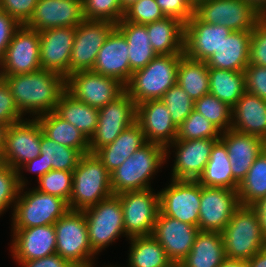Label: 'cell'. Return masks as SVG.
<instances>
[{
  "label": "cell",
  "instance_id": "5bb4252c",
  "mask_svg": "<svg viewBox=\"0 0 266 267\" xmlns=\"http://www.w3.org/2000/svg\"><path fill=\"white\" fill-rule=\"evenodd\" d=\"M41 126L37 118H23L12 123L6 132L2 152L3 164L18 170L23 164L40 155Z\"/></svg>",
  "mask_w": 266,
  "mask_h": 267
},
{
  "label": "cell",
  "instance_id": "277c9868",
  "mask_svg": "<svg viewBox=\"0 0 266 267\" xmlns=\"http://www.w3.org/2000/svg\"><path fill=\"white\" fill-rule=\"evenodd\" d=\"M184 54H158L147 66L136 70L125 85V92L136 103L161 99L177 84V70Z\"/></svg>",
  "mask_w": 266,
  "mask_h": 267
},
{
  "label": "cell",
  "instance_id": "4dcf8cb0",
  "mask_svg": "<svg viewBox=\"0 0 266 267\" xmlns=\"http://www.w3.org/2000/svg\"><path fill=\"white\" fill-rule=\"evenodd\" d=\"M225 259L221 233L199 231L191 251L182 263L185 267H219Z\"/></svg>",
  "mask_w": 266,
  "mask_h": 267
},
{
  "label": "cell",
  "instance_id": "bcb514c9",
  "mask_svg": "<svg viewBox=\"0 0 266 267\" xmlns=\"http://www.w3.org/2000/svg\"><path fill=\"white\" fill-rule=\"evenodd\" d=\"M18 171L3 164L0 167V216L13 209L19 194Z\"/></svg>",
  "mask_w": 266,
  "mask_h": 267
},
{
  "label": "cell",
  "instance_id": "9c48e42d",
  "mask_svg": "<svg viewBox=\"0 0 266 267\" xmlns=\"http://www.w3.org/2000/svg\"><path fill=\"white\" fill-rule=\"evenodd\" d=\"M194 15L231 31H252L263 17L246 0H201L195 3Z\"/></svg>",
  "mask_w": 266,
  "mask_h": 267
},
{
  "label": "cell",
  "instance_id": "f35d334b",
  "mask_svg": "<svg viewBox=\"0 0 266 267\" xmlns=\"http://www.w3.org/2000/svg\"><path fill=\"white\" fill-rule=\"evenodd\" d=\"M40 146L45 174L50 170L73 172L82 155L77 149L60 145L46 137L42 129Z\"/></svg>",
  "mask_w": 266,
  "mask_h": 267
},
{
  "label": "cell",
  "instance_id": "91938a15",
  "mask_svg": "<svg viewBox=\"0 0 266 267\" xmlns=\"http://www.w3.org/2000/svg\"><path fill=\"white\" fill-rule=\"evenodd\" d=\"M257 12L266 17V0H246Z\"/></svg>",
  "mask_w": 266,
  "mask_h": 267
},
{
  "label": "cell",
  "instance_id": "30bf717a",
  "mask_svg": "<svg viewBox=\"0 0 266 267\" xmlns=\"http://www.w3.org/2000/svg\"><path fill=\"white\" fill-rule=\"evenodd\" d=\"M153 188L124 192L117 195L123 209L126 238L149 236L160 212L159 191Z\"/></svg>",
  "mask_w": 266,
  "mask_h": 267
},
{
  "label": "cell",
  "instance_id": "a7ac6f4b",
  "mask_svg": "<svg viewBox=\"0 0 266 267\" xmlns=\"http://www.w3.org/2000/svg\"><path fill=\"white\" fill-rule=\"evenodd\" d=\"M105 267H117V265L112 266L111 264L109 266H105Z\"/></svg>",
  "mask_w": 266,
  "mask_h": 267
},
{
  "label": "cell",
  "instance_id": "8d00e7d4",
  "mask_svg": "<svg viewBox=\"0 0 266 267\" xmlns=\"http://www.w3.org/2000/svg\"><path fill=\"white\" fill-rule=\"evenodd\" d=\"M177 84L193 101L209 93V75L206 62L192 60L185 55L180 59Z\"/></svg>",
  "mask_w": 266,
  "mask_h": 267
},
{
  "label": "cell",
  "instance_id": "d6a6232c",
  "mask_svg": "<svg viewBox=\"0 0 266 267\" xmlns=\"http://www.w3.org/2000/svg\"><path fill=\"white\" fill-rule=\"evenodd\" d=\"M36 118L46 137L60 145L77 149L81 154L89 153V139L55 111Z\"/></svg>",
  "mask_w": 266,
  "mask_h": 267
},
{
  "label": "cell",
  "instance_id": "74e56055",
  "mask_svg": "<svg viewBox=\"0 0 266 267\" xmlns=\"http://www.w3.org/2000/svg\"><path fill=\"white\" fill-rule=\"evenodd\" d=\"M128 267H166L171 261L164 248L152 236L128 239ZM120 267V266H117Z\"/></svg>",
  "mask_w": 266,
  "mask_h": 267
},
{
  "label": "cell",
  "instance_id": "f546056e",
  "mask_svg": "<svg viewBox=\"0 0 266 267\" xmlns=\"http://www.w3.org/2000/svg\"><path fill=\"white\" fill-rule=\"evenodd\" d=\"M153 50L161 55L184 54V24L171 17L147 23Z\"/></svg>",
  "mask_w": 266,
  "mask_h": 267
},
{
  "label": "cell",
  "instance_id": "4fadbf2b",
  "mask_svg": "<svg viewBox=\"0 0 266 267\" xmlns=\"http://www.w3.org/2000/svg\"><path fill=\"white\" fill-rule=\"evenodd\" d=\"M137 104L124 92L116 100L99 108V119L89 139V152L111 144L126 128L136 122Z\"/></svg>",
  "mask_w": 266,
  "mask_h": 267
},
{
  "label": "cell",
  "instance_id": "44dd1931",
  "mask_svg": "<svg viewBox=\"0 0 266 267\" xmlns=\"http://www.w3.org/2000/svg\"><path fill=\"white\" fill-rule=\"evenodd\" d=\"M13 231V232H12ZM11 256L17 264L56 253L54 224L30 228H11Z\"/></svg>",
  "mask_w": 266,
  "mask_h": 267
},
{
  "label": "cell",
  "instance_id": "8992f818",
  "mask_svg": "<svg viewBox=\"0 0 266 267\" xmlns=\"http://www.w3.org/2000/svg\"><path fill=\"white\" fill-rule=\"evenodd\" d=\"M56 253L75 267H94L96 254L88 239L85 214L69 209L54 223ZM95 256V257H94Z\"/></svg>",
  "mask_w": 266,
  "mask_h": 267
},
{
  "label": "cell",
  "instance_id": "60d3db41",
  "mask_svg": "<svg viewBox=\"0 0 266 267\" xmlns=\"http://www.w3.org/2000/svg\"><path fill=\"white\" fill-rule=\"evenodd\" d=\"M194 110L203 115L221 133L231 129L232 108L208 93L194 101Z\"/></svg>",
  "mask_w": 266,
  "mask_h": 267
},
{
  "label": "cell",
  "instance_id": "003e7915",
  "mask_svg": "<svg viewBox=\"0 0 266 267\" xmlns=\"http://www.w3.org/2000/svg\"><path fill=\"white\" fill-rule=\"evenodd\" d=\"M193 1V3L195 4V3H197V2H199V1H201V0H192Z\"/></svg>",
  "mask_w": 266,
  "mask_h": 267
},
{
  "label": "cell",
  "instance_id": "ac0fdd59",
  "mask_svg": "<svg viewBox=\"0 0 266 267\" xmlns=\"http://www.w3.org/2000/svg\"><path fill=\"white\" fill-rule=\"evenodd\" d=\"M219 139H176L166 149V161L171 155L170 149L175 157L170 179L175 180H198L203 174L209 160L211 149ZM174 147V148H173Z\"/></svg>",
  "mask_w": 266,
  "mask_h": 267
},
{
  "label": "cell",
  "instance_id": "680465c9",
  "mask_svg": "<svg viewBox=\"0 0 266 267\" xmlns=\"http://www.w3.org/2000/svg\"><path fill=\"white\" fill-rule=\"evenodd\" d=\"M247 262L249 267H266V245Z\"/></svg>",
  "mask_w": 266,
  "mask_h": 267
},
{
  "label": "cell",
  "instance_id": "484cf974",
  "mask_svg": "<svg viewBox=\"0 0 266 267\" xmlns=\"http://www.w3.org/2000/svg\"><path fill=\"white\" fill-rule=\"evenodd\" d=\"M220 140L227 148L233 178L240 184L255 159L266 148V141L233 129L222 132Z\"/></svg>",
  "mask_w": 266,
  "mask_h": 267
},
{
  "label": "cell",
  "instance_id": "7402d4cb",
  "mask_svg": "<svg viewBox=\"0 0 266 267\" xmlns=\"http://www.w3.org/2000/svg\"><path fill=\"white\" fill-rule=\"evenodd\" d=\"M231 32L225 26L204 23L193 15L184 25V55L206 62Z\"/></svg>",
  "mask_w": 266,
  "mask_h": 267
},
{
  "label": "cell",
  "instance_id": "be15d7a7",
  "mask_svg": "<svg viewBox=\"0 0 266 267\" xmlns=\"http://www.w3.org/2000/svg\"><path fill=\"white\" fill-rule=\"evenodd\" d=\"M139 0H120L121 5L123 7V9L125 10L129 5H131L133 2H136Z\"/></svg>",
  "mask_w": 266,
  "mask_h": 267
},
{
  "label": "cell",
  "instance_id": "8fae6325",
  "mask_svg": "<svg viewBox=\"0 0 266 267\" xmlns=\"http://www.w3.org/2000/svg\"><path fill=\"white\" fill-rule=\"evenodd\" d=\"M65 90L91 107L101 108L125 92L119 80L92 70L78 71L65 78Z\"/></svg>",
  "mask_w": 266,
  "mask_h": 267
},
{
  "label": "cell",
  "instance_id": "681fc988",
  "mask_svg": "<svg viewBox=\"0 0 266 267\" xmlns=\"http://www.w3.org/2000/svg\"><path fill=\"white\" fill-rule=\"evenodd\" d=\"M24 116L19 112L8 84L0 78V122L9 126L22 120Z\"/></svg>",
  "mask_w": 266,
  "mask_h": 267
},
{
  "label": "cell",
  "instance_id": "d4e9b609",
  "mask_svg": "<svg viewBox=\"0 0 266 267\" xmlns=\"http://www.w3.org/2000/svg\"><path fill=\"white\" fill-rule=\"evenodd\" d=\"M92 71L112 77L126 85L133 74L130 70L128 44L115 27L100 48Z\"/></svg>",
  "mask_w": 266,
  "mask_h": 267
},
{
  "label": "cell",
  "instance_id": "e0dca14e",
  "mask_svg": "<svg viewBox=\"0 0 266 267\" xmlns=\"http://www.w3.org/2000/svg\"><path fill=\"white\" fill-rule=\"evenodd\" d=\"M240 205L237 190L201 186L199 230L221 233Z\"/></svg>",
  "mask_w": 266,
  "mask_h": 267
},
{
  "label": "cell",
  "instance_id": "7dc6e473",
  "mask_svg": "<svg viewBox=\"0 0 266 267\" xmlns=\"http://www.w3.org/2000/svg\"><path fill=\"white\" fill-rule=\"evenodd\" d=\"M165 18L156 0H139L125 9L123 19L135 24H147Z\"/></svg>",
  "mask_w": 266,
  "mask_h": 267
},
{
  "label": "cell",
  "instance_id": "7a4b0ae2",
  "mask_svg": "<svg viewBox=\"0 0 266 267\" xmlns=\"http://www.w3.org/2000/svg\"><path fill=\"white\" fill-rule=\"evenodd\" d=\"M165 163V147L147 142L111 173L113 195L152 188L150 180Z\"/></svg>",
  "mask_w": 266,
  "mask_h": 267
},
{
  "label": "cell",
  "instance_id": "9f6ffc18",
  "mask_svg": "<svg viewBox=\"0 0 266 267\" xmlns=\"http://www.w3.org/2000/svg\"><path fill=\"white\" fill-rule=\"evenodd\" d=\"M23 170L36 174L37 180L45 175V168L42 159V155L40 154L38 157L34 158L31 161L23 164L18 171V183L20 187H24L28 185V180L24 178Z\"/></svg>",
  "mask_w": 266,
  "mask_h": 267
},
{
  "label": "cell",
  "instance_id": "cb8c5ba5",
  "mask_svg": "<svg viewBox=\"0 0 266 267\" xmlns=\"http://www.w3.org/2000/svg\"><path fill=\"white\" fill-rule=\"evenodd\" d=\"M82 0H38L27 27L43 31L57 27H77L82 21Z\"/></svg>",
  "mask_w": 266,
  "mask_h": 267
},
{
  "label": "cell",
  "instance_id": "f907efd6",
  "mask_svg": "<svg viewBox=\"0 0 266 267\" xmlns=\"http://www.w3.org/2000/svg\"><path fill=\"white\" fill-rule=\"evenodd\" d=\"M38 0H0V10L11 15L20 25H26Z\"/></svg>",
  "mask_w": 266,
  "mask_h": 267
},
{
  "label": "cell",
  "instance_id": "e575fe53",
  "mask_svg": "<svg viewBox=\"0 0 266 267\" xmlns=\"http://www.w3.org/2000/svg\"><path fill=\"white\" fill-rule=\"evenodd\" d=\"M55 112L88 139L94 134L99 119L98 108L77 100L65 90L59 98Z\"/></svg>",
  "mask_w": 266,
  "mask_h": 267
},
{
  "label": "cell",
  "instance_id": "f6af8a7d",
  "mask_svg": "<svg viewBox=\"0 0 266 267\" xmlns=\"http://www.w3.org/2000/svg\"><path fill=\"white\" fill-rule=\"evenodd\" d=\"M37 182L39 185L34 188L39 192L57 196L69 202L72 192L73 172L50 170Z\"/></svg>",
  "mask_w": 266,
  "mask_h": 267
},
{
  "label": "cell",
  "instance_id": "3957f363",
  "mask_svg": "<svg viewBox=\"0 0 266 267\" xmlns=\"http://www.w3.org/2000/svg\"><path fill=\"white\" fill-rule=\"evenodd\" d=\"M113 195L111 174L95 153L82 154L73 171L69 209L83 211Z\"/></svg>",
  "mask_w": 266,
  "mask_h": 267
},
{
  "label": "cell",
  "instance_id": "6125c7cd",
  "mask_svg": "<svg viewBox=\"0 0 266 267\" xmlns=\"http://www.w3.org/2000/svg\"><path fill=\"white\" fill-rule=\"evenodd\" d=\"M8 127H9L8 124H4L0 122V155H2V152L5 147L6 132H7Z\"/></svg>",
  "mask_w": 266,
  "mask_h": 267
},
{
  "label": "cell",
  "instance_id": "11a10c76",
  "mask_svg": "<svg viewBox=\"0 0 266 267\" xmlns=\"http://www.w3.org/2000/svg\"><path fill=\"white\" fill-rule=\"evenodd\" d=\"M20 267H75L71 262L62 258L57 253L30 261H23Z\"/></svg>",
  "mask_w": 266,
  "mask_h": 267
},
{
  "label": "cell",
  "instance_id": "ba28073f",
  "mask_svg": "<svg viewBox=\"0 0 266 267\" xmlns=\"http://www.w3.org/2000/svg\"><path fill=\"white\" fill-rule=\"evenodd\" d=\"M83 213L88 229L89 244L96 255L108 248L120 236H126L123 209L117 195L100 201L83 210Z\"/></svg>",
  "mask_w": 266,
  "mask_h": 267
},
{
  "label": "cell",
  "instance_id": "ab89813d",
  "mask_svg": "<svg viewBox=\"0 0 266 267\" xmlns=\"http://www.w3.org/2000/svg\"><path fill=\"white\" fill-rule=\"evenodd\" d=\"M237 192L243 206H251L266 196V148L255 159Z\"/></svg>",
  "mask_w": 266,
  "mask_h": 267
},
{
  "label": "cell",
  "instance_id": "5b68a950",
  "mask_svg": "<svg viewBox=\"0 0 266 267\" xmlns=\"http://www.w3.org/2000/svg\"><path fill=\"white\" fill-rule=\"evenodd\" d=\"M221 235L228 259L247 261L266 245V237L251 206L240 205Z\"/></svg>",
  "mask_w": 266,
  "mask_h": 267
},
{
  "label": "cell",
  "instance_id": "7bdbcfd3",
  "mask_svg": "<svg viewBox=\"0 0 266 267\" xmlns=\"http://www.w3.org/2000/svg\"><path fill=\"white\" fill-rule=\"evenodd\" d=\"M171 113V119L179 127L194 110V101L178 85L172 86L160 99Z\"/></svg>",
  "mask_w": 266,
  "mask_h": 267
},
{
  "label": "cell",
  "instance_id": "6f0895ef",
  "mask_svg": "<svg viewBox=\"0 0 266 267\" xmlns=\"http://www.w3.org/2000/svg\"><path fill=\"white\" fill-rule=\"evenodd\" d=\"M255 210L261 230L266 237V196L251 205Z\"/></svg>",
  "mask_w": 266,
  "mask_h": 267
},
{
  "label": "cell",
  "instance_id": "c3c4849f",
  "mask_svg": "<svg viewBox=\"0 0 266 267\" xmlns=\"http://www.w3.org/2000/svg\"><path fill=\"white\" fill-rule=\"evenodd\" d=\"M249 64L266 67V17H262L251 31Z\"/></svg>",
  "mask_w": 266,
  "mask_h": 267
},
{
  "label": "cell",
  "instance_id": "ee69618b",
  "mask_svg": "<svg viewBox=\"0 0 266 267\" xmlns=\"http://www.w3.org/2000/svg\"><path fill=\"white\" fill-rule=\"evenodd\" d=\"M83 17L87 20H105L117 24L125 10L120 0H82Z\"/></svg>",
  "mask_w": 266,
  "mask_h": 267
},
{
  "label": "cell",
  "instance_id": "2e32d148",
  "mask_svg": "<svg viewBox=\"0 0 266 267\" xmlns=\"http://www.w3.org/2000/svg\"><path fill=\"white\" fill-rule=\"evenodd\" d=\"M116 24L105 20L84 19L75 30L70 58V74L92 70L100 48Z\"/></svg>",
  "mask_w": 266,
  "mask_h": 267
},
{
  "label": "cell",
  "instance_id": "816d5d0a",
  "mask_svg": "<svg viewBox=\"0 0 266 267\" xmlns=\"http://www.w3.org/2000/svg\"><path fill=\"white\" fill-rule=\"evenodd\" d=\"M165 17L179 20L184 25L194 15L192 0H156Z\"/></svg>",
  "mask_w": 266,
  "mask_h": 267
},
{
  "label": "cell",
  "instance_id": "9a60e30c",
  "mask_svg": "<svg viewBox=\"0 0 266 267\" xmlns=\"http://www.w3.org/2000/svg\"><path fill=\"white\" fill-rule=\"evenodd\" d=\"M159 192L160 211L171 218L198 227L201 185L197 180L170 179Z\"/></svg>",
  "mask_w": 266,
  "mask_h": 267
},
{
  "label": "cell",
  "instance_id": "03108f58",
  "mask_svg": "<svg viewBox=\"0 0 266 267\" xmlns=\"http://www.w3.org/2000/svg\"><path fill=\"white\" fill-rule=\"evenodd\" d=\"M3 165L2 156L0 155V167Z\"/></svg>",
  "mask_w": 266,
  "mask_h": 267
},
{
  "label": "cell",
  "instance_id": "d6986e66",
  "mask_svg": "<svg viewBox=\"0 0 266 267\" xmlns=\"http://www.w3.org/2000/svg\"><path fill=\"white\" fill-rule=\"evenodd\" d=\"M76 27L49 28L39 32L40 64L64 78L70 75V58Z\"/></svg>",
  "mask_w": 266,
  "mask_h": 267
},
{
  "label": "cell",
  "instance_id": "6da1fadb",
  "mask_svg": "<svg viewBox=\"0 0 266 267\" xmlns=\"http://www.w3.org/2000/svg\"><path fill=\"white\" fill-rule=\"evenodd\" d=\"M15 104L22 115L30 118L55 111L65 91V78L49 70L4 76ZM32 115V116H31Z\"/></svg>",
  "mask_w": 266,
  "mask_h": 267
},
{
  "label": "cell",
  "instance_id": "83f0119b",
  "mask_svg": "<svg viewBox=\"0 0 266 267\" xmlns=\"http://www.w3.org/2000/svg\"><path fill=\"white\" fill-rule=\"evenodd\" d=\"M251 31H232L206 61L208 68L244 72L249 65Z\"/></svg>",
  "mask_w": 266,
  "mask_h": 267
},
{
  "label": "cell",
  "instance_id": "ffe728a7",
  "mask_svg": "<svg viewBox=\"0 0 266 267\" xmlns=\"http://www.w3.org/2000/svg\"><path fill=\"white\" fill-rule=\"evenodd\" d=\"M199 228L177 219L158 214L152 236L164 248L171 262H182L192 249Z\"/></svg>",
  "mask_w": 266,
  "mask_h": 267
},
{
  "label": "cell",
  "instance_id": "94428289",
  "mask_svg": "<svg viewBox=\"0 0 266 267\" xmlns=\"http://www.w3.org/2000/svg\"><path fill=\"white\" fill-rule=\"evenodd\" d=\"M219 267H249V265L245 260L226 258Z\"/></svg>",
  "mask_w": 266,
  "mask_h": 267
},
{
  "label": "cell",
  "instance_id": "db71d44e",
  "mask_svg": "<svg viewBox=\"0 0 266 267\" xmlns=\"http://www.w3.org/2000/svg\"><path fill=\"white\" fill-rule=\"evenodd\" d=\"M20 26L11 15L0 10V58L4 55L15 31Z\"/></svg>",
  "mask_w": 266,
  "mask_h": 267
},
{
  "label": "cell",
  "instance_id": "e7e4bbea",
  "mask_svg": "<svg viewBox=\"0 0 266 267\" xmlns=\"http://www.w3.org/2000/svg\"><path fill=\"white\" fill-rule=\"evenodd\" d=\"M166 267H185L182 262H170Z\"/></svg>",
  "mask_w": 266,
  "mask_h": 267
},
{
  "label": "cell",
  "instance_id": "7c38bea8",
  "mask_svg": "<svg viewBox=\"0 0 266 267\" xmlns=\"http://www.w3.org/2000/svg\"><path fill=\"white\" fill-rule=\"evenodd\" d=\"M41 69L39 31L21 25L0 58V78Z\"/></svg>",
  "mask_w": 266,
  "mask_h": 267
},
{
  "label": "cell",
  "instance_id": "836d02e7",
  "mask_svg": "<svg viewBox=\"0 0 266 267\" xmlns=\"http://www.w3.org/2000/svg\"><path fill=\"white\" fill-rule=\"evenodd\" d=\"M116 27L126 38L132 72L144 68L157 56L150 45L146 25L131 23L122 18Z\"/></svg>",
  "mask_w": 266,
  "mask_h": 267
},
{
  "label": "cell",
  "instance_id": "1f68e13d",
  "mask_svg": "<svg viewBox=\"0 0 266 267\" xmlns=\"http://www.w3.org/2000/svg\"><path fill=\"white\" fill-rule=\"evenodd\" d=\"M197 181L205 187L238 190L239 183L233 178L227 148L220 139L214 143L204 172Z\"/></svg>",
  "mask_w": 266,
  "mask_h": 267
},
{
  "label": "cell",
  "instance_id": "603a6c76",
  "mask_svg": "<svg viewBox=\"0 0 266 267\" xmlns=\"http://www.w3.org/2000/svg\"><path fill=\"white\" fill-rule=\"evenodd\" d=\"M136 122L141 126L146 141L149 143L166 148L177 138L178 127L160 99L137 104Z\"/></svg>",
  "mask_w": 266,
  "mask_h": 267
},
{
  "label": "cell",
  "instance_id": "52a82bcc",
  "mask_svg": "<svg viewBox=\"0 0 266 267\" xmlns=\"http://www.w3.org/2000/svg\"><path fill=\"white\" fill-rule=\"evenodd\" d=\"M20 187L12 213V228H30L54 224L68 210V202L37 189ZM25 190V191H24Z\"/></svg>",
  "mask_w": 266,
  "mask_h": 267
},
{
  "label": "cell",
  "instance_id": "f5cc1de1",
  "mask_svg": "<svg viewBox=\"0 0 266 267\" xmlns=\"http://www.w3.org/2000/svg\"><path fill=\"white\" fill-rule=\"evenodd\" d=\"M245 90L266 100V67L249 64L244 70Z\"/></svg>",
  "mask_w": 266,
  "mask_h": 267
},
{
  "label": "cell",
  "instance_id": "b9f144b4",
  "mask_svg": "<svg viewBox=\"0 0 266 267\" xmlns=\"http://www.w3.org/2000/svg\"><path fill=\"white\" fill-rule=\"evenodd\" d=\"M221 132L203 115L193 110L178 127L179 140L220 139Z\"/></svg>",
  "mask_w": 266,
  "mask_h": 267
},
{
  "label": "cell",
  "instance_id": "4316f807",
  "mask_svg": "<svg viewBox=\"0 0 266 267\" xmlns=\"http://www.w3.org/2000/svg\"><path fill=\"white\" fill-rule=\"evenodd\" d=\"M231 129L266 141V100L246 91L232 107Z\"/></svg>",
  "mask_w": 266,
  "mask_h": 267
},
{
  "label": "cell",
  "instance_id": "d590c367",
  "mask_svg": "<svg viewBox=\"0 0 266 267\" xmlns=\"http://www.w3.org/2000/svg\"><path fill=\"white\" fill-rule=\"evenodd\" d=\"M209 93L233 107L245 90L244 72L208 68Z\"/></svg>",
  "mask_w": 266,
  "mask_h": 267
},
{
  "label": "cell",
  "instance_id": "f1b7e54d",
  "mask_svg": "<svg viewBox=\"0 0 266 267\" xmlns=\"http://www.w3.org/2000/svg\"><path fill=\"white\" fill-rule=\"evenodd\" d=\"M146 143L141 126L135 122L126 128L111 144L98 149L95 154L111 174L133 152Z\"/></svg>",
  "mask_w": 266,
  "mask_h": 267
}]
</instances>
